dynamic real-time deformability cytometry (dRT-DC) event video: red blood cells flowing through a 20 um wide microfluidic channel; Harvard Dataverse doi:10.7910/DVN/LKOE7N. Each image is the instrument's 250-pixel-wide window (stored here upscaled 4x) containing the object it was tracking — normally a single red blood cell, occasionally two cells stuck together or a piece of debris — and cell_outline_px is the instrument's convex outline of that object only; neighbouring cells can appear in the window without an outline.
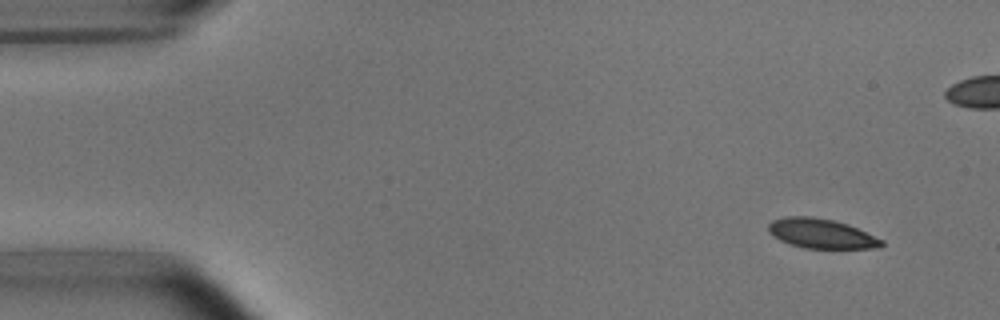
{"species": "common noctule bat (a hibernating species)", "species_latin": "Nyctalus noctula", "temperature_condition": "room temperature", "stored_images_in_passage": 5, "camera_frame_rate_fps": 3000, "um_per_image_px": 0.085, "animal": {"sex": "male", "body_mass_g": 15.6}, "frame": {"image": 1, "passage_image": 1, "time_ms": 0.0, "image_size_px": [1000, 320], "cell_outline_px": [[884, 244], [880, 248], [804, 248], [788, 244], [772, 236], [768, 232], [768, 224], [772, 220], [784, 216], [812, 216], [836, 220], [848, 224], [884, 240]], "centroid_in_image_um": [69.78, 19.84], "position_along_channel_um": 15.2, "area_um2": 19.83}}